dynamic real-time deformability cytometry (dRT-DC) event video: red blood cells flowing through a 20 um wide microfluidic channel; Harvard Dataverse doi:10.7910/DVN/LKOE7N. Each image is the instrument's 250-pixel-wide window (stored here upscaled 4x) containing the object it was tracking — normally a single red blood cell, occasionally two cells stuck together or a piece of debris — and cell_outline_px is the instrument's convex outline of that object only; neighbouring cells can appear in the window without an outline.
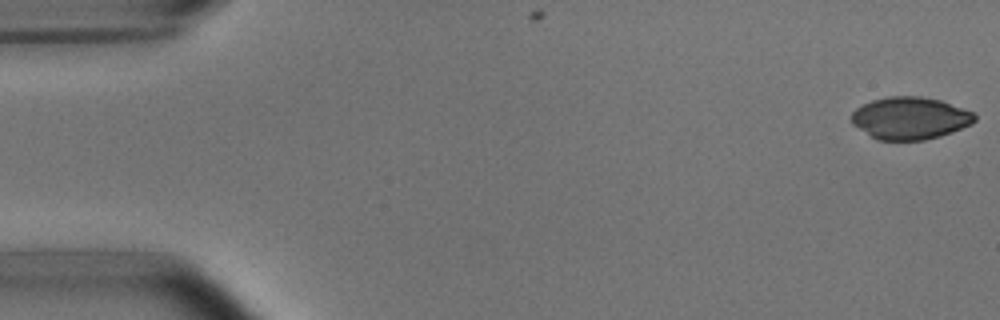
{"species": "common noctule bat (a hibernating species)", "species_latin": "Nyctalus noctula", "temperature_condition": "room temperature", "stored_images_in_passage": 52, "camera_frame_rate_fps": 3000, "um_per_image_px": 0.085, "animal": {"sex": "male", "body_mass_g": 15.6}, "frame": {"image": 1, "passage_image": 1, "time_ms": 0.0, "image_size_px": [1000, 320], "cell_outline_px": [[976, 120], [972, 124], [952, 132], [940, 136], [924, 140], [876, 140], [852, 124], [852, 112], [856, 108], [872, 100], [888, 96], [920, 96], [940, 100], [972, 112], [976, 116]], "centroid_in_image_um": [77.34, 10.05], "position_along_channel_um": 7.7, "area_um2": 30.35}}
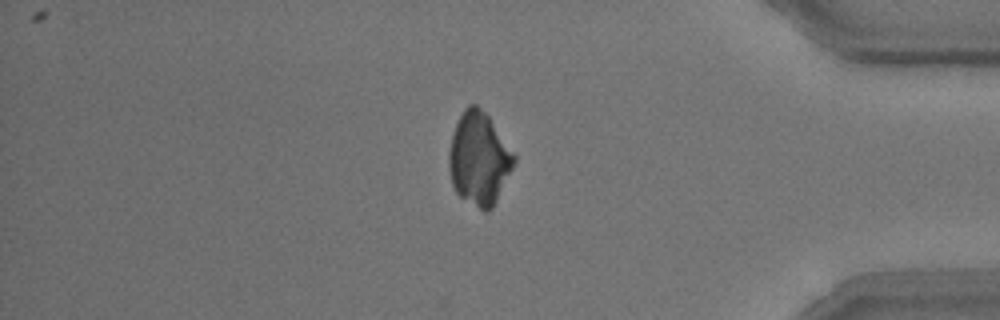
{"frame": {"image": 2, "passage_image": 44, "time_ms": 14.333, "image_size_px": [1000, 320], "cell_outline_px": [[516, 160], [492, 208], [488, 212], [484, 212], [460, 196], [456, 192], [452, 184], [448, 168], [448, 156], [452, 136], [456, 124], [464, 108], [468, 104], [476, 104], [488, 116], [516, 156]], "centroid_in_image_um": [40.7, 13.5], "position_along_channel_um": 394.5, "area_um2": 34.8}}
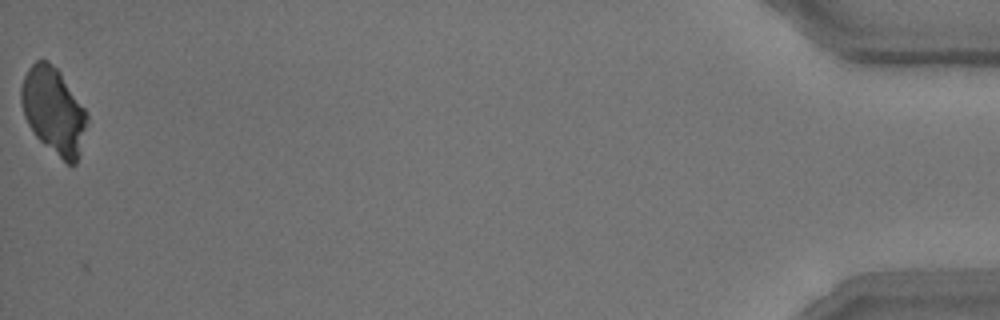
{"frame": {"image": 3, "passage_image": 52, "time_ms": 17.0, "image_size_px": [1000, 320], "cell_outline_px": [[88, 120], [80, 156], [76, 164], [68, 164], [44, 144], [36, 136], [28, 124], [24, 116], [20, 100], [20, 88], [24, 76], [28, 68], [36, 60], [48, 60], [60, 72], [84, 108], [88, 116]], "centroid_in_image_um": [4.55, 9.42], "position_along_channel_um": 430.6, "area_um2": 33.06}}